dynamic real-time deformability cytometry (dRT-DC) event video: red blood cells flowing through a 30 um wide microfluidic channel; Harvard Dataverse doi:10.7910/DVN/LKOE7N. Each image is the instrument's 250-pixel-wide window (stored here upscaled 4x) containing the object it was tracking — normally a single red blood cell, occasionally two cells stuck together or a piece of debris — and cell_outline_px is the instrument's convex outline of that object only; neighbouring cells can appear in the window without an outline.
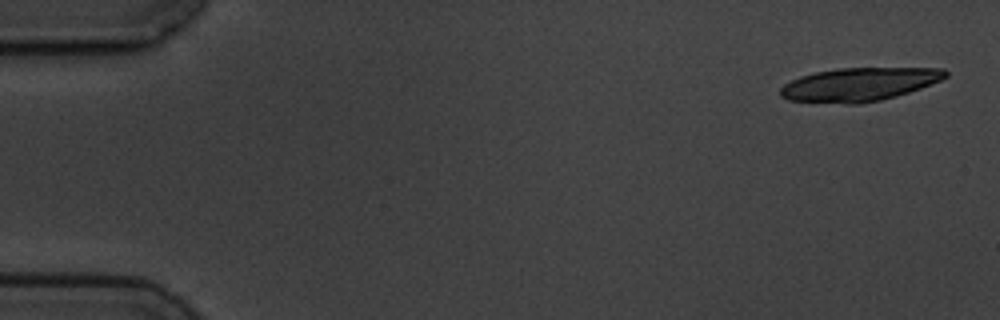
{"species": "common noctule bat (a hibernating species)", "species_latin": "Nyctalus noctula", "temperature_condition": "cold", "stored_images_in_passage": 5, "camera_frame_rate_fps": 3000, "um_per_image_px": 0.085, "animal": {"sex": "male", "body_mass_g": 19.5, "forearm_length_mm": 54.6}, "frame": {"image": 1, "passage_image": 1, "time_ms": 0.0, "image_size_px": [1000, 320], "cell_outline_px": [[948, 76], [940, 80], [920, 88], [896, 96], [880, 100], [860, 104], [848, 104], [788, 100], [780, 96], [780, 88], [784, 84], [800, 76], [816, 72], [836, 68], [944, 68], [948, 72]], "centroid_in_image_um": [73.01, 7.17], "position_along_channel_um": 12.0, "area_um2": 32.08}}